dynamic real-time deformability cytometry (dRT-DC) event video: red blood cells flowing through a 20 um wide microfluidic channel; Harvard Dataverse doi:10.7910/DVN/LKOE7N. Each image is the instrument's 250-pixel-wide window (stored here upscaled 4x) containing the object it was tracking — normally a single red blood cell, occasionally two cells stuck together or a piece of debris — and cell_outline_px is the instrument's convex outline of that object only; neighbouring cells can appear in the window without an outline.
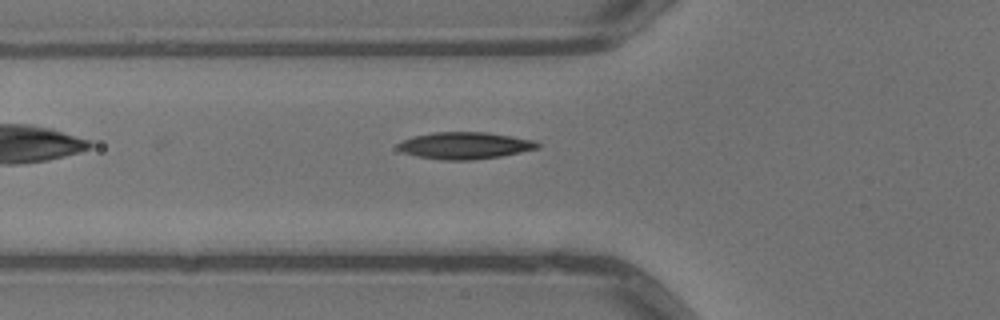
{"species": "common noctule bat (a hibernating species)", "species_latin": "Nyctalus noctula", "temperature_condition": "warm", "stored_images_in_passage": 3, "camera_frame_rate_fps": 3000, "um_per_image_px": 0.085, "animal": {"sex": "male", "body_mass_g": 13.3}, "frame": {"image": 1, "passage_image": 3, "time_ms": 0.667, "image_size_px": [1000, 320], "cell_outline_px": [[540, 148], [500, 156], [472, 160], [440, 160], [416, 156], [404, 152], [396, 148], [396, 144], [412, 136], [432, 132], [488, 132], [536, 140], [540, 144]], "centroid_in_image_um": [39.51, 12.36], "position_along_channel_um": 86.3, "area_um2": 22.08}}